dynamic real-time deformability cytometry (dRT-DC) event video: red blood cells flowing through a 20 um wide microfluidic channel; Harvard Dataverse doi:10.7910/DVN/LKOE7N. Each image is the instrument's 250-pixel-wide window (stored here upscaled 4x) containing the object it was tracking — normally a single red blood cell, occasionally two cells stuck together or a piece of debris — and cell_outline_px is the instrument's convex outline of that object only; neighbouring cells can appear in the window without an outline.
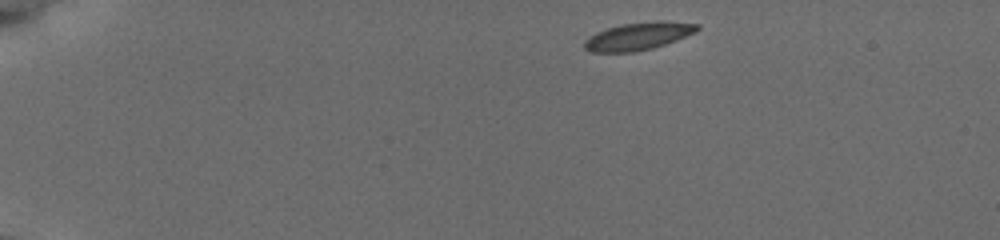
{"species": "common noctule bat (a hibernating species)", "species_latin": "Nyctalus noctula", "temperature_condition": "cold", "stored_images_in_passage": 46, "camera_frame_rate_fps": 3000, "um_per_image_px": 0.085, "animal": {"sex": "female", "body_mass_g": 19.5, "forearm_length_mm": 54.1}, "frame": {"image": 1, "passage_image": 1, "time_ms": 0.0, "image_size_px": [1000, 240], "cell_outline_px": [[700, 28], [696, 32], [676, 40], [652, 48], [632, 52], [592, 52], [584, 48], [584, 40], [588, 36], [596, 32], [620, 24], [660, 20], [664, 20], [700, 24]], "centroid_in_image_um": [54.26, 3.06], "position_along_channel_um": 30.7, "area_um2": 18.26}}
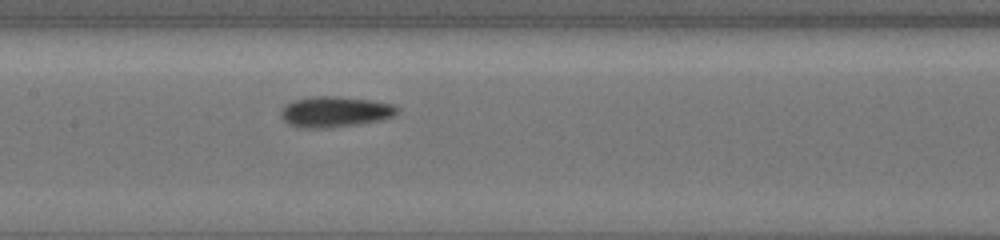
{"frame": {"image": 2, "passage_image": 20, "time_ms": 6.333, "image_size_px": [1000, 240], "cell_outline_px": [[400, 108], [392, 116], [380, 120], [356, 124], [320, 128], [304, 128], [288, 124], [280, 116], [280, 108], [292, 100], [312, 96], [340, 96], [372, 100], [396, 104]], "centroid_in_image_um": [28.45, 9.48], "position_along_channel_um": 179.0, "area_um2": 20.92}}
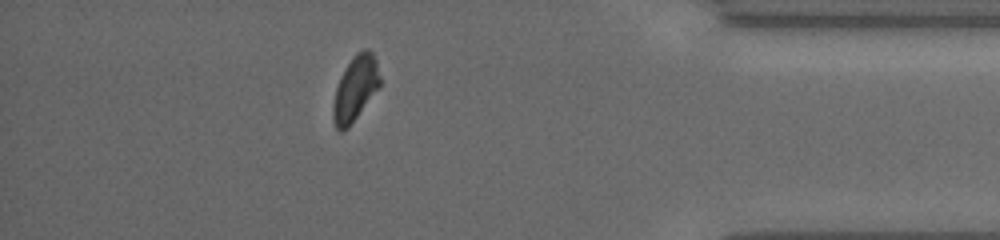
{"frame": {"image": 3, "passage_image": 40, "time_ms": 13.0, "image_size_px": [1000, 240], "cell_outline_px": [[380, 84], [348, 128], [340, 132], [336, 128], [332, 120], [332, 108], [336, 88], [340, 76], [352, 56], [356, 52], [364, 48], [368, 48], [372, 52], [376, 60], [380, 76]], "centroid_in_image_um": [30.17, 7.49], "position_along_channel_um": 405.0, "area_um2": 17.57}, "authors_computed_cell_mechanics": {"area_um2": 18.4671, "velocity_mm_per_s": 3.8027, "shape_relaxation_time_tau1_ms": 2.5205, "shape_relaxation_time_tau2_ms": 7.7996, "deformation_change_tau1": 0.0989, "deformation_change_tau2": 0.0968}}